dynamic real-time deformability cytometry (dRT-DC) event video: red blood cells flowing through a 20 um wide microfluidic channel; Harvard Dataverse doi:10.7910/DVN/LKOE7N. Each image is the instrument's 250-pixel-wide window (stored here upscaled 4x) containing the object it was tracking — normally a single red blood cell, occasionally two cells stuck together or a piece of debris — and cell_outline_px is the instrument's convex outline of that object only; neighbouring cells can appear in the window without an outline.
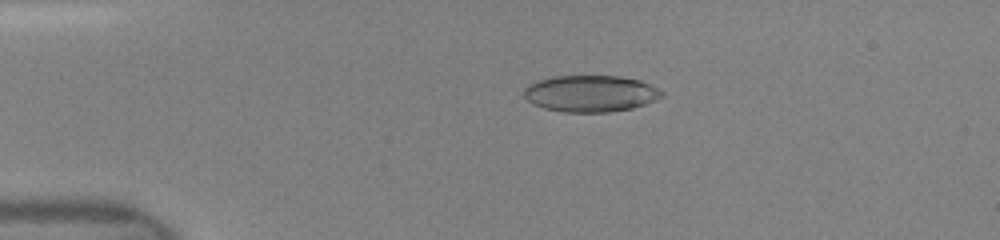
{"species": "human", "species_latin": "Homo sapiens", "temperature_condition": "room temperature", "stored_images_in_passage": 16, "camera_frame_rate_fps": 3000, "um_per_image_px": 0.085, "donor": {"sex": "female"}, "frame": {"image": 1, "passage_image": 7, "time_ms": 2.667, "image_size_px": [1000, 240], "cell_outline_px": [[664, 96], [656, 100], [632, 108], [608, 112], [564, 112], [544, 108], [532, 104], [524, 96], [524, 88], [528, 84], [536, 80], [552, 76], [620, 76], [640, 80], [664, 92]], "centroid_in_image_um": [50.17, 7.95], "position_along_channel_um": 34.8, "area_um2": 29.48}}
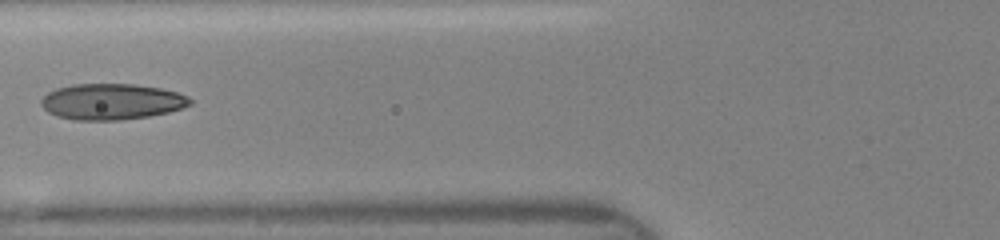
{"frame": {"image": 2, "passage_image": 13, "time_ms": 5.667, "image_size_px": [1000, 240], "cell_outline_px": [[192, 104], [168, 112], [148, 116], [120, 120], [76, 120], [56, 116], [48, 112], [40, 104], [40, 100], [48, 92], [56, 88], [72, 84], [132, 84], [160, 88], [176, 92], [188, 96], [192, 100]], "centroid_in_image_um": [9.46, 8.64], "position_along_channel_um": 116.3, "area_um2": 31.21}}
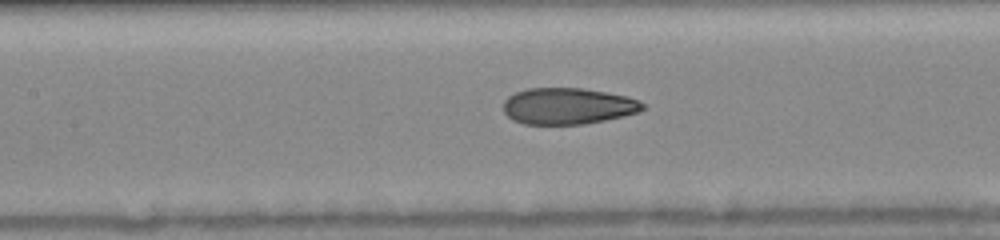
{"frame": {"image": 3, "passage_image": 15, "time_ms": 6.667, "image_size_px": [1000, 240], "cell_outline_px": [[644, 108], [640, 112], [624, 116], [584, 124], [524, 124], [512, 120], [504, 112], [504, 100], [508, 96], [516, 92], [528, 88], [584, 88], [608, 92], [628, 96], [640, 100], [644, 104]], "centroid_in_image_um": [48.29, 9.01], "position_along_channel_um": 159.1, "area_um2": 29.77}}